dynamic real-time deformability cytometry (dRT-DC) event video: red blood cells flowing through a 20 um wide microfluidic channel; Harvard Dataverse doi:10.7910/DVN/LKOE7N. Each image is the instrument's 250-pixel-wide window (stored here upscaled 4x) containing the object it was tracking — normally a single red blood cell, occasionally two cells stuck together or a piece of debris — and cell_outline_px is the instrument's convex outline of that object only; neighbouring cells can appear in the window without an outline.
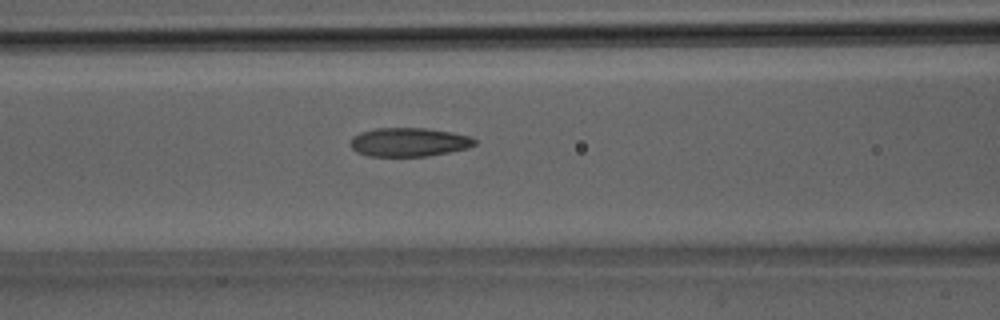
{"species": "Egyptian fruit bat (a non-hibernating species)", "species_latin": "Rousettus aegyptiacus", "temperature_condition": "room temperature", "stored_images_in_passage": 33, "camera_frame_rate_fps": 3000, "um_per_image_px": 0.085, "animal": {"sex": "male"}, "frame": {"image": 1, "passage_image": 15, "time_ms": 4.667, "image_size_px": [1000, 320], "cell_outline_px": [[476, 144], [468, 148], [428, 156], [368, 156], [356, 152], [348, 144], [352, 136], [360, 132], [376, 128], [424, 128], [452, 132], [472, 136], [476, 140]], "centroid_in_image_um": [34.74, 12.08], "position_along_channel_um": 131.9, "area_um2": 21.04}}